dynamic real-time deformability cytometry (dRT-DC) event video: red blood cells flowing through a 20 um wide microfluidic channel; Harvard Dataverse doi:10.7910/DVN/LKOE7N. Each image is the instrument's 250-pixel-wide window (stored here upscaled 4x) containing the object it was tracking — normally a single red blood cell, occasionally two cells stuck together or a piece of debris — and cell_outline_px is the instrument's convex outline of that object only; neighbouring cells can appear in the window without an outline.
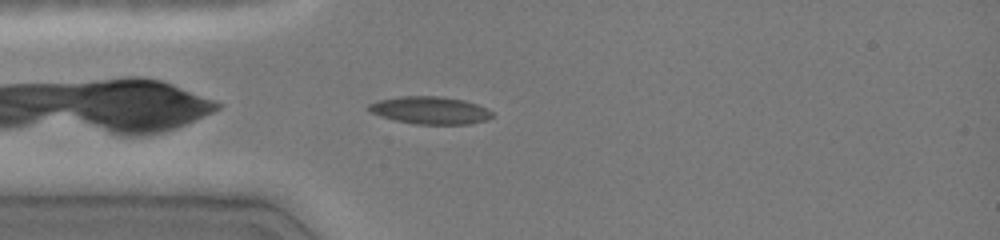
{"species": "common noctule bat (a hibernating species)", "species_latin": "Nyctalus noctula", "temperature_condition": "cold", "stored_images_in_passage": 36, "camera_frame_rate_fps": 3000, "um_per_image_px": 0.085, "animal": {"sex": "female", "body_mass_g": 19.0, "forearm_length_mm": 51.5}, "frame": {"image": 1, "passage_image": 2, "time_ms": 0.333, "image_size_px": [1000, 240], "cell_outline_px": [[492, 116], [488, 120], [468, 124], [416, 124], [396, 120], [380, 116], [372, 112], [368, 108], [368, 104], [376, 100], [400, 96], [440, 96], [464, 100], [476, 104], [492, 112]], "centroid_in_image_um": [36.54, 9.37], "position_along_channel_um": 48.5, "area_um2": 19.71}}
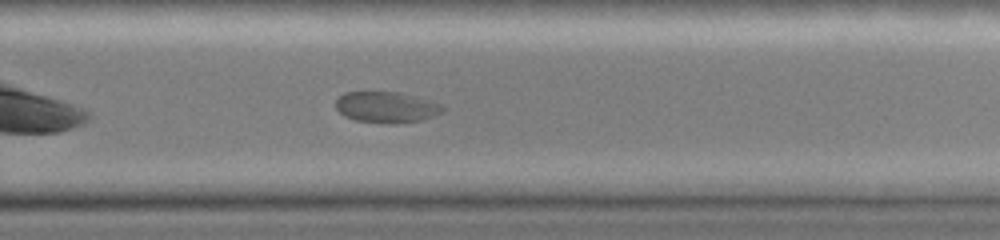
{"frame": {"image": 2, "passage_image": 21, "time_ms": 6.667, "image_size_px": [1000, 240], "cell_outline_px": [[444, 112], [436, 116], [420, 120], [396, 124], [388, 124], [356, 120], [344, 116], [336, 108], [336, 100], [344, 92], [400, 92], [416, 96], [444, 104]], "centroid_in_image_um": [32.9, 9.11], "position_along_channel_um": 296.9, "area_um2": 19.59}}
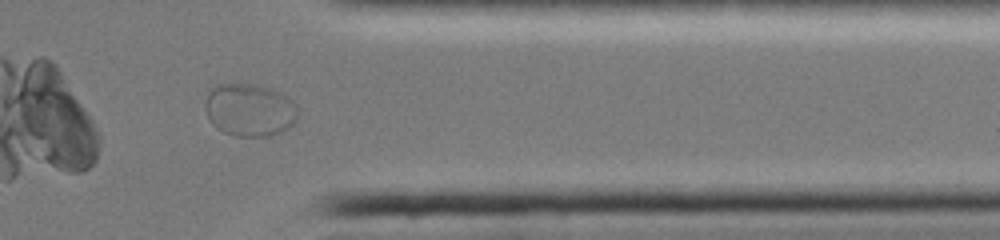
{"frame": {"image": 3, "passage_image": 28, "time_ms": 9.0, "image_size_px": [1000, 240], "cell_outline_px": [[300, 112], [296, 120], [288, 128], [280, 132], [264, 136], [236, 136], [224, 132], [216, 128], [208, 120], [204, 108], [204, 104], [208, 84], [256, 84], [272, 88], [288, 96], [296, 104]], "centroid_in_image_um": [21.17, 9.31], "position_along_channel_um": 390.2, "area_um2": 29.3}}